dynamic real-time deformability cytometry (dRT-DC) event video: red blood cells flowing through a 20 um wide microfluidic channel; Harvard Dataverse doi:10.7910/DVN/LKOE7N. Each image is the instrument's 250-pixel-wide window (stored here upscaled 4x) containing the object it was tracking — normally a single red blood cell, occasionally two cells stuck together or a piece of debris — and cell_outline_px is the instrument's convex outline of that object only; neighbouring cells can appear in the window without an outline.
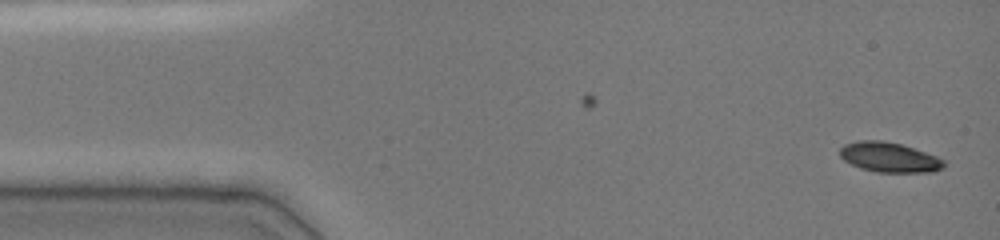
{"species": "common noctule bat (a hibernating species)", "species_latin": "Nyctalus noctula", "temperature_condition": "cold", "stored_images_in_passage": 52, "camera_frame_rate_fps": 3000, "um_per_image_px": 0.085, "animal": {"sex": "female", "body_mass_g": 19.0, "forearm_length_mm": 51.5}, "frame": {"image": 1, "passage_image": 1, "time_ms": 0.0, "image_size_px": [1000, 240], "cell_outline_px": [[944, 168], [932, 172], [876, 172], [860, 168], [844, 160], [840, 156], [840, 148], [844, 144], [856, 140], [884, 140], [900, 144], [936, 156], [944, 160]], "centroid_in_image_um": [75.56, 13.36], "position_along_channel_um": 9.4, "area_um2": 18.09}}
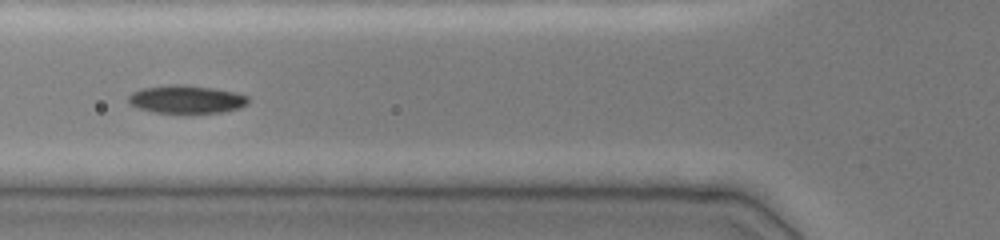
{"frame": {"image": 2, "passage_image": 21, "time_ms": 5.333, "image_size_px": [1000, 240], "cell_outline_px": [[248, 104], [240, 108], [220, 112], [156, 112], [140, 108], [128, 104], [128, 96], [132, 92], [140, 88], [168, 84], [184, 84], [216, 88], [236, 92], [248, 96]], "centroid_in_image_um": [15.84, 8.41], "position_along_channel_um": 110.0, "area_um2": 19.65}}
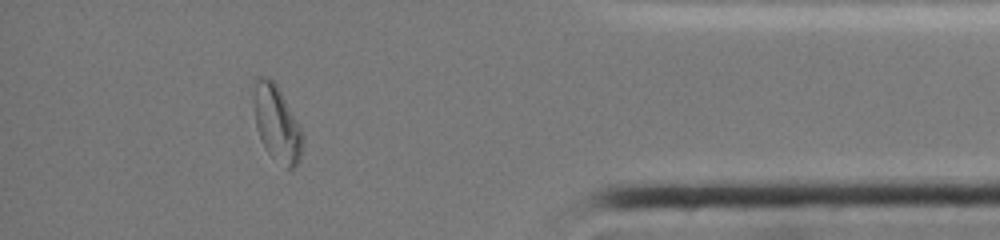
{"frame": {"image": 3, "passage_image": 45, "time_ms": 13.667, "image_size_px": [1000, 240], "cell_outline_px": [[304, 140], [300, 160], [292, 168], [284, 168], [264, 148], [256, 128], [252, 100], [252, 80], [256, 76], [268, 76], [276, 84], [300, 128], [304, 136]], "centroid_in_image_um": [23.47, 10.45], "position_along_channel_um": 411.7, "area_um2": 21.96}, "authors_computed_cell_mechanics": {"area_um2": 19.5942, "velocity_mm_per_s": 3.9262, "shape_relaxation_time_tau1_ms": 6.5626, "shape_relaxation_time_tau2_ms": null, "deformation_change_tau1": 0.1808, "deformation_change_tau2": null}}